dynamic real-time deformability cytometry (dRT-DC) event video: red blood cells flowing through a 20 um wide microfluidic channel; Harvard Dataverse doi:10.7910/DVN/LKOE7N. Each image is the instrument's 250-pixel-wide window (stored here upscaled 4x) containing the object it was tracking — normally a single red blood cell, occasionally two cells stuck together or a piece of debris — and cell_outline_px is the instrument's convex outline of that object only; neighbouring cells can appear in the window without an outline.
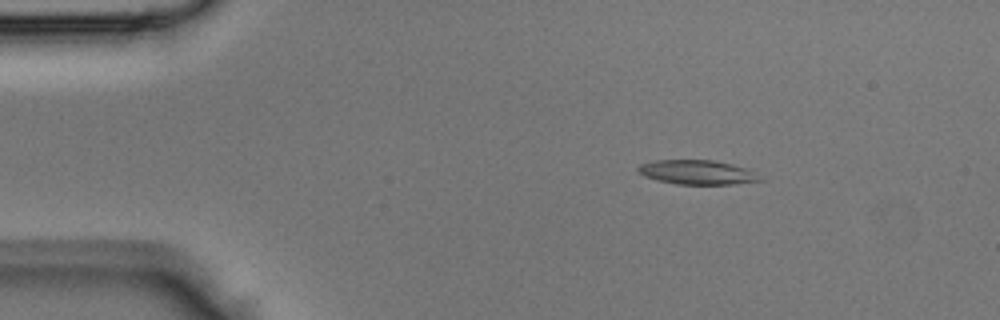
{"species": "Egyptian fruit bat (a non-hibernating species)", "species_latin": "Rousettus aegyptiacus", "temperature_condition": "room temperature", "stored_images_in_passage": 38, "camera_frame_rate_fps": 3000, "um_per_image_px": 0.085, "animal": {"sex": "male"}, "frame": {"image": 1, "passage_image": 1, "time_ms": 0.0, "image_size_px": [1000, 320], "cell_outline_px": [[764, 180], [732, 184], [676, 184], [656, 180], [644, 176], [636, 168], [640, 164], [656, 160], [712, 160], [732, 164], [748, 168]], "centroid_in_image_um": [59.25, 14.64], "position_along_channel_um": 25.7, "area_um2": 17.22}}
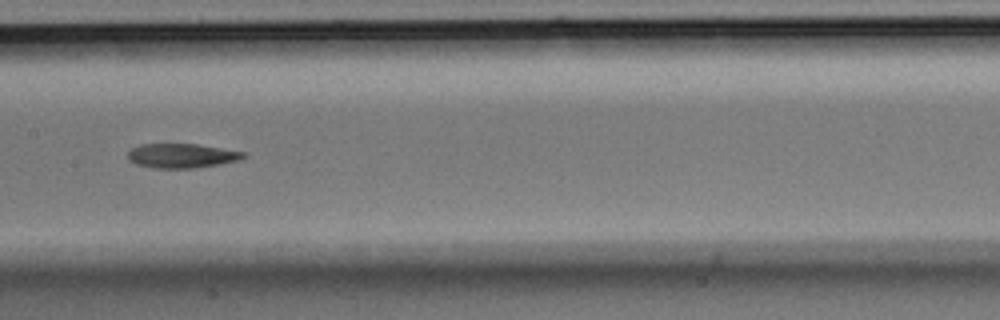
{"frame": {"image": 2, "passage_image": 16, "time_ms": 5.0, "image_size_px": [1000, 320], "cell_outline_px": [[248, 156], [236, 160], [220, 164], [192, 168], [156, 168], [136, 164], [128, 160], [128, 152], [132, 148], [140, 144], [196, 144], [244, 152]], "centroid_in_image_um": [15.41, 13.23], "position_along_channel_um": 192.0, "area_um2": 16.24}}
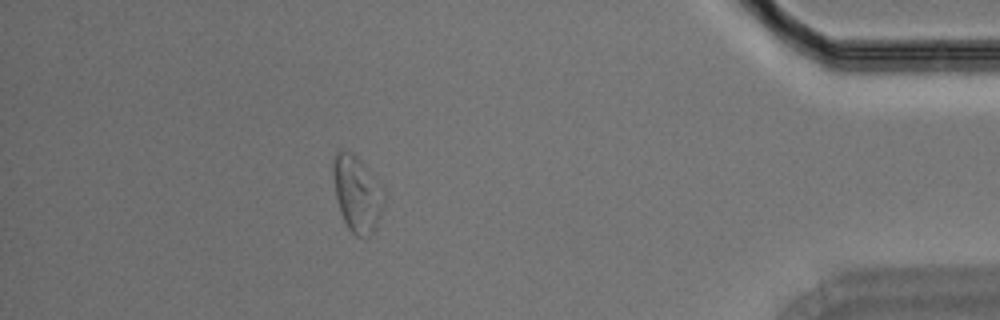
{"frame": {"image": 3, "passage_image": 33, "time_ms": 10.667, "image_size_px": [1000, 320], "cell_outline_px": [[384, 204], [376, 224], [372, 232], [368, 236], [356, 236], [348, 228], [340, 212], [336, 196], [332, 168], [332, 160], [340, 152], [352, 152], [360, 160], [384, 188]], "centroid_in_image_um": [30.36, 16.47], "position_along_channel_um": 404.8, "area_um2": 22.08}}